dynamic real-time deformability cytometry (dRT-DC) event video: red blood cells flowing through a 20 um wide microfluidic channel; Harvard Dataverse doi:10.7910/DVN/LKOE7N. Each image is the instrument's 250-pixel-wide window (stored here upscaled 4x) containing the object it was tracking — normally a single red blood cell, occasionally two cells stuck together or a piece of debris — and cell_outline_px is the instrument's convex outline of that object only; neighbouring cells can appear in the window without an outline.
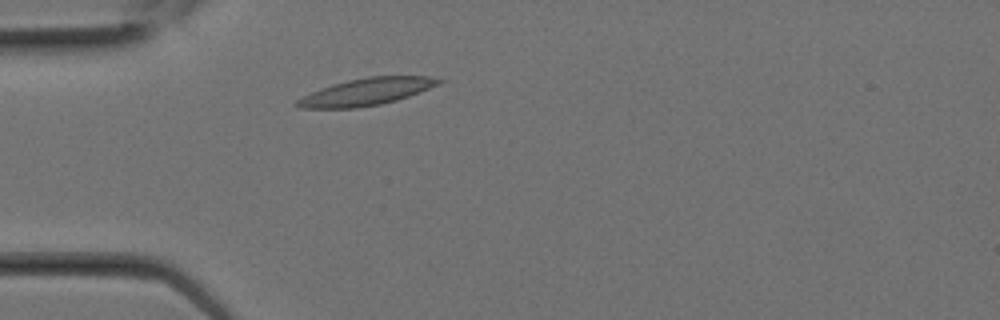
{"species": "Egyptian fruit bat (a non-hibernating species)", "species_latin": "Rousettus aegyptiacus", "temperature_condition": "room temperature", "stored_images_in_passage": 3, "camera_frame_rate_fps": 3000, "um_per_image_px": 0.085, "animal": {"sex": "female"}, "frame": {"image": 1, "passage_image": 2, "time_ms": 0.333, "image_size_px": [1000, 320], "cell_outline_px": [[448, 80], [440, 84], [408, 96], [396, 100], [380, 104], [356, 108], [300, 108], [292, 104], [296, 100], [320, 88], [332, 84], [348, 80], [368, 76], [428, 76]], "centroid_in_image_um": [31.15, 7.79], "position_along_channel_um": 53.8, "area_um2": 22.37}}